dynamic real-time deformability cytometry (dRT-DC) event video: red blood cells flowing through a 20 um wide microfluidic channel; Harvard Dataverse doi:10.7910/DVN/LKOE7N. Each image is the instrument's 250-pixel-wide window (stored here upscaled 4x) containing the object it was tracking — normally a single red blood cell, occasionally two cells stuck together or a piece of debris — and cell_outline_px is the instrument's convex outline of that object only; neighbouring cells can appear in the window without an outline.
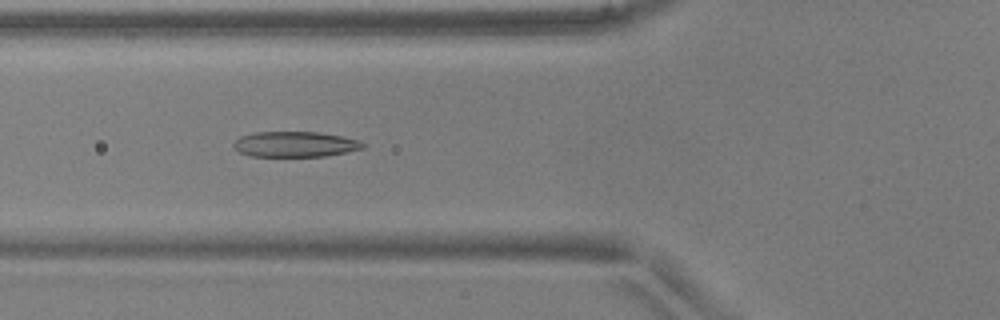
{"species": "common noctule bat (a hibernating species)", "species_latin": "Nyctalus noctula", "temperature_condition": "warm", "stored_images_in_passage": 53, "camera_frame_rate_fps": 3000, "um_per_image_px": 0.085, "animal": {"sex": "male", "body_mass_g": 17.9, "forearm_length_mm": 54.2}, "frame": {"image": 1, "passage_image": 20, "time_ms": 6.333, "image_size_px": [1000, 320], "cell_outline_px": [[364, 148], [324, 156], [248, 156], [232, 148], [232, 144], [240, 136], [256, 132], [316, 132], [340, 136], [360, 140], [364, 144]], "centroid_in_image_um": [25.03, 12.26], "position_along_channel_um": 100.8, "area_um2": 19.07}}
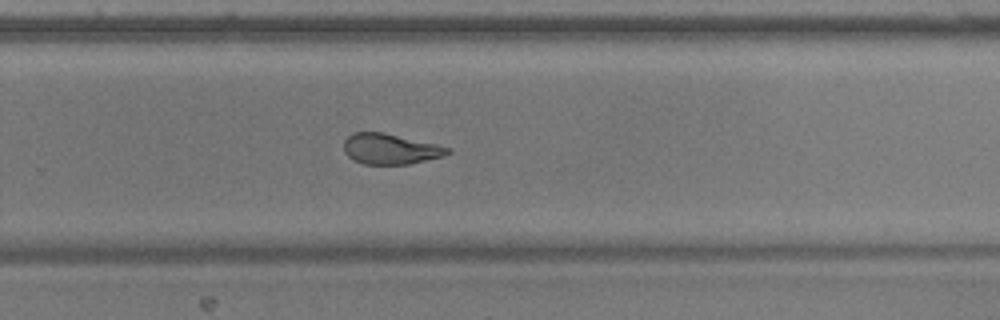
{"frame": {"image": 2, "passage_image": 35, "time_ms": 11.333, "image_size_px": [1000, 320], "cell_outline_px": [[452, 152], [444, 156], [408, 164], [364, 164], [348, 156], [344, 152], [344, 140], [352, 132], [384, 132], [436, 144], [452, 148]], "centroid_in_image_um": [33.19, 12.65], "position_along_channel_um": 296.6, "area_um2": 18.5}}
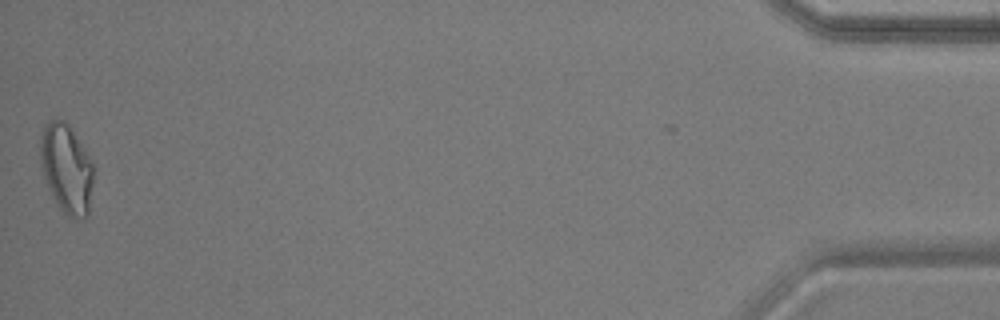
{"frame": {"image": 3, "passage_image": 52, "time_ms": 17.0, "image_size_px": [1000, 320], "cell_outline_px": [[92, 184], [88, 216], [84, 220], [80, 220], [68, 216], [56, 204], [48, 188], [40, 164], [40, 136], [44, 124], [48, 120], [64, 120], [68, 124], [92, 160]], "centroid_in_image_um": [5.63, 14.34], "position_along_channel_um": 429.6, "area_um2": 27.74}, "authors_computed_cell_mechanics": {"area_um2": 19.941, "velocity_mm_per_s": 3.9174, "shape_relaxation_time_tau1_ms": 5.274, "shape_relaxation_time_tau2_ms": 1.3673, "deformation_change_tau1": 0.1873, "deformation_change_tau2": 0.0913}}